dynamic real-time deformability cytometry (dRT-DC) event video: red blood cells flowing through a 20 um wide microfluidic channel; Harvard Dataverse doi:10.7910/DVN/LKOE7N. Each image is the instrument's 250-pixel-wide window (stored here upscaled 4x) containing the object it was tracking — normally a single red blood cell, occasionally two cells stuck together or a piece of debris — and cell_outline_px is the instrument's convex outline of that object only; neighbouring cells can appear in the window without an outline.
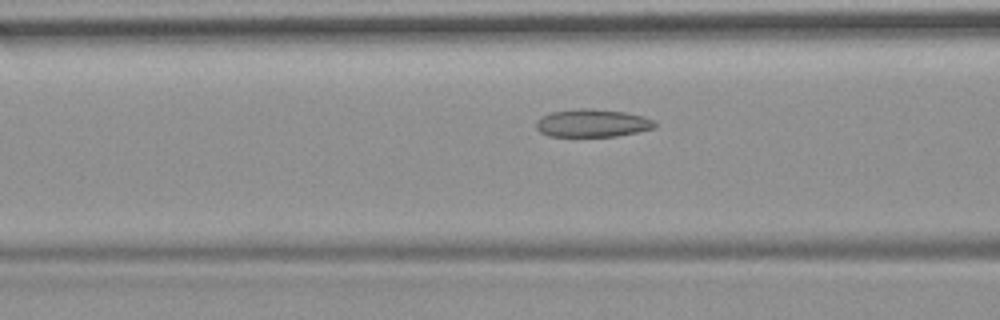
{"species": "common noctule bat (a hibernating species)", "species_latin": "Nyctalus noctula", "temperature_condition": "room temperature", "stored_images_in_passage": 14, "camera_frame_rate_fps": 3000, "um_per_image_px": 0.085, "animal": {"sex": "female", "body_mass_g": 19.9}, "frame": {"image": 1, "passage_image": 12, "time_ms": 3.667, "image_size_px": [1000, 320], "cell_outline_px": [[656, 128], [616, 136], [548, 136], [540, 132], [536, 128], [536, 120], [552, 112], [580, 108], [592, 108], [624, 112], [644, 116], [652, 120], [656, 124]], "centroid_in_image_um": [50.35, 10.46], "position_along_channel_um": 116.2, "area_um2": 19.19}}